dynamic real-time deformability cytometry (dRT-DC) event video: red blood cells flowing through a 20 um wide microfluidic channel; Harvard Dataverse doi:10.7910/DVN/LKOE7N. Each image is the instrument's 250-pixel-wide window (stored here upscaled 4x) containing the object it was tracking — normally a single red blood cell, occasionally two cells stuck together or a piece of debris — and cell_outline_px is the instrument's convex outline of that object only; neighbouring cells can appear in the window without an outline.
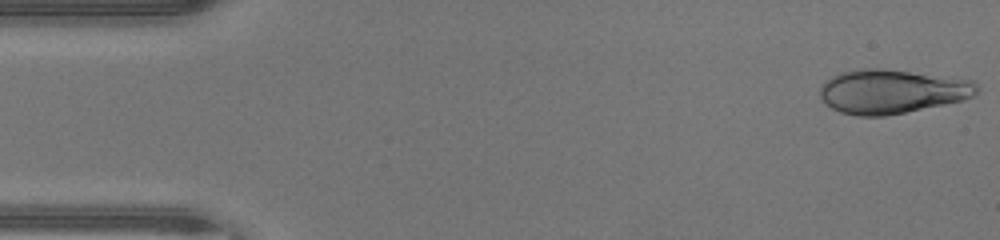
{"species": "human", "species_latin": "Homo sapiens", "temperature_condition": "warm", "stored_images_in_passage": 46, "camera_frame_rate_fps": 3000, "um_per_image_px": 0.085, "donor": {"sex": "male"}, "frame": {"image": 1, "passage_image": 1, "time_ms": 0.0, "image_size_px": [1000, 240], "cell_outline_px": [[980, 88], [972, 96], [964, 100], [884, 116], [856, 116], [840, 112], [824, 104], [820, 96], [820, 84], [832, 76], [840, 72], [864, 68], [876, 68], [972, 80]], "centroid_in_image_um": [75.74, 7.78], "position_along_channel_um": 9.3, "area_um2": 40.0}}
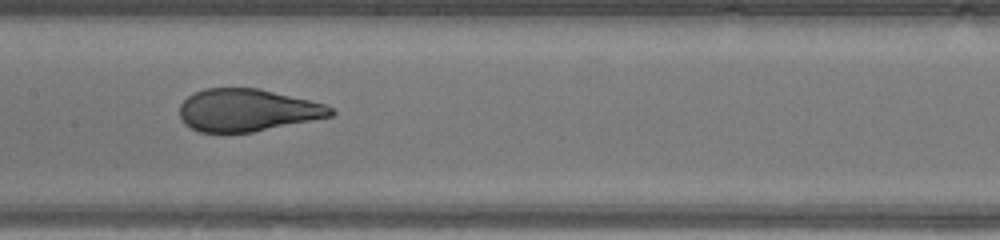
{"frame": {"image": 2, "passage_image": 22, "time_ms": 7.0, "image_size_px": [1000, 240], "cell_outline_px": [[336, 112], [332, 116], [252, 132], [200, 132], [184, 124], [180, 116], [180, 104], [188, 96], [204, 88], [260, 88], [324, 104], [332, 108]], "centroid_in_image_um": [21.0, 9.36], "position_along_channel_um": 186.4, "area_um2": 37.11}}
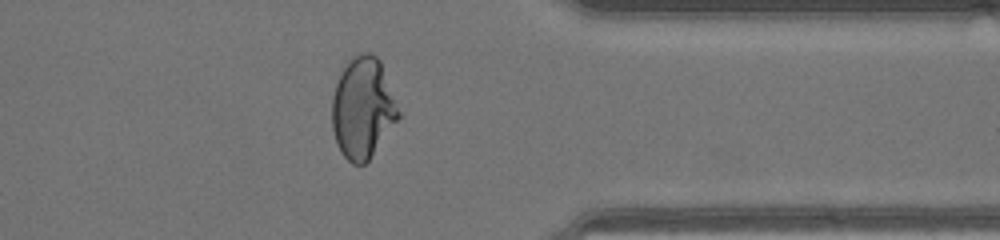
{"frame": {"image": 3, "passage_image": 36, "time_ms": 11.667, "image_size_px": [1000, 240], "cell_outline_px": [[400, 116], [368, 160], [364, 164], [352, 164], [340, 152], [336, 144], [332, 128], [332, 96], [336, 84], [348, 60], [352, 56], [360, 52], [372, 52], [380, 60], [400, 112]], "centroid_in_image_um": [30.82, 9.17], "position_along_channel_um": 380.6, "area_um2": 38.9}, "authors_computed_cell_mechanics": {"area_um2": 39.1884, "velocity_mm_per_s": 4.4286, "shape_relaxation_time_tau1_ms": 7.0369, "shape_relaxation_time_tau2_ms": null, "deformation_change_tau1": 0.3004, "deformation_change_tau2": null}}